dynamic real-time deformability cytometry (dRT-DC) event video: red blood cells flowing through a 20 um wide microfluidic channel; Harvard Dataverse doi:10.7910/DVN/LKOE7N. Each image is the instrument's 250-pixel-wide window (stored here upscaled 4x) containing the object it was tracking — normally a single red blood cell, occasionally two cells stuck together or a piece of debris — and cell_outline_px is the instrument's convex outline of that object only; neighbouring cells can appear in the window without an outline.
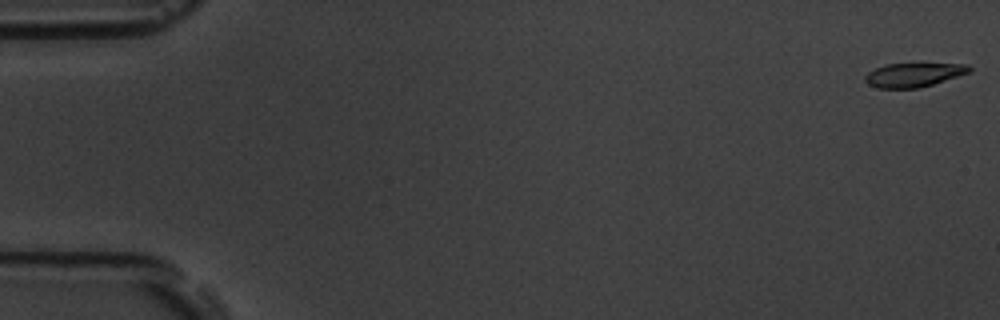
{"species": "common noctule bat (a hibernating species)", "species_latin": "Nyctalus noctula", "temperature_condition": "room temperature", "stored_images_in_passage": 55, "camera_frame_rate_fps": 3000, "um_per_image_px": 0.085, "animal": {"sex": "male", "body_mass_g": 19.5, "forearm_length_mm": 54.6}, "frame": {"image": 1, "passage_image": 1, "time_ms": 0.0, "image_size_px": [1000, 320], "cell_outline_px": [[972, 72], [920, 88], [876, 88], [868, 84], [864, 80], [864, 76], [868, 72], [884, 64], [968, 64], [972, 68]], "centroid_in_image_um": [77.66, 6.37], "position_along_channel_um": 7.3, "area_um2": 14.62}}
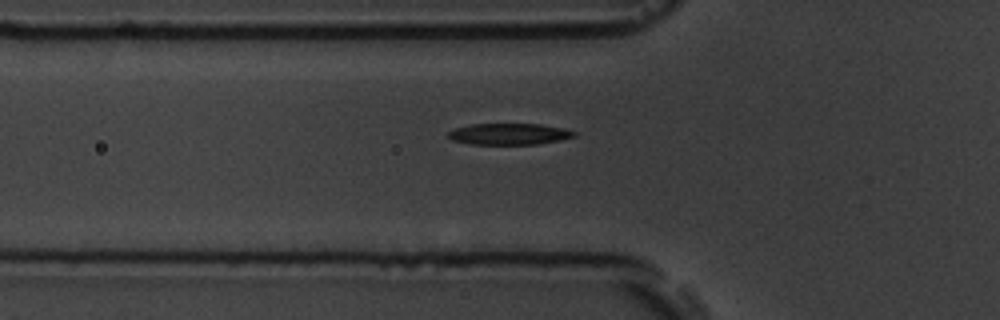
{"frame": {"image": 2, "passage_image": 19, "time_ms": 6.0, "image_size_px": [1000, 320], "cell_outline_px": [[576, 136], [560, 140], [536, 144], [472, 144], [452, 140], [448, 136], [448, 132], [456, 128], [472, 124], [540, 124], [564, 128], [576, 132]], "centroid_in_image_um": [43.3, 11.39], "position_along_channel_um": 82.5, "area_um2": 15.55}}
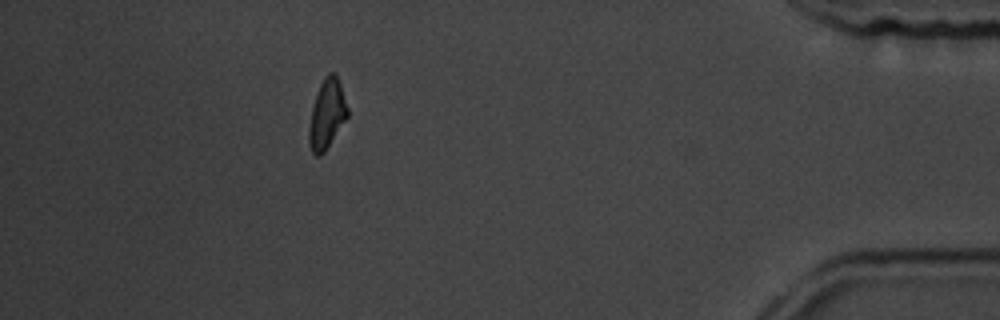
{"frame": {"image": 3, "passage_image": 49, "time_ms": 16.0, "image_size_px": [1000, 320], "cell_outline_px": [[348, 116], [324, 152], [320, 156], [316, 156], [312, 152], [308, 140], [308, 128], [312, 108], [316, 92], [324, 76], [328, 72], [336, 72], [348, 108]], "centroid_in_image_um": [27.77, 9.67], "position_along_channel_um": 407.4, "area_um2": 15.61}, "authors_computed_cell_mechanics": {"area_um2": 15.895, "velocity_mm_per_s": 3.7693, "shape_relaxation_time_tau1_ms": 2.1582, "shape_relaxation_time_tau2_ms": 5.1962, "deformation_change_tau1": 0.1384, "deformation_change_tau2": 0.1487}}